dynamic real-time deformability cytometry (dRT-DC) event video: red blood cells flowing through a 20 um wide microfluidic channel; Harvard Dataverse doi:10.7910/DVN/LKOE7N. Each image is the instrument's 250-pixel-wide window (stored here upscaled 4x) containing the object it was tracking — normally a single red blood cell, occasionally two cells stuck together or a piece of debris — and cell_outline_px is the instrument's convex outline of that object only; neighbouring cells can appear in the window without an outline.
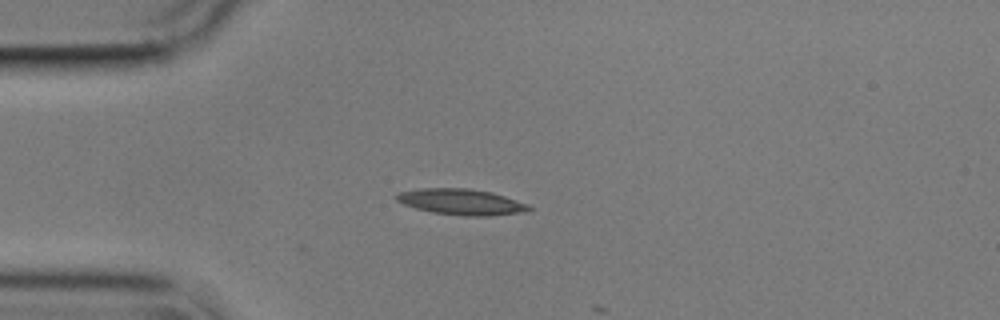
{"species": "common noctule bat (a hibernating species)", "species_latin": "Nyctalus noctula", "temperature_condition": "cold", "stored_images_in_passage": 2, "camera_frame_rate_fps": 3000, "um_per_image_px": 0.085, "animal": {"sex": "male", "body_mass_g": 17.9}, "frame": {"image": 1, "passage_image": 1, "time_ms": 0.0, "image_size_px": [1000, 320], "cell_outline_px": [[532, 208], [528, 212], [488, 216], [464, 216], [432, 212], [416, 208], [404, 204], [396, 200], [396, 192], [420, 188], [468, 188], [492, 192], [528, 204]], "centroid_in_image_um": [39.22, 17.16], "position_along_channel_um": 45.8, "area_um2": 20.11}}